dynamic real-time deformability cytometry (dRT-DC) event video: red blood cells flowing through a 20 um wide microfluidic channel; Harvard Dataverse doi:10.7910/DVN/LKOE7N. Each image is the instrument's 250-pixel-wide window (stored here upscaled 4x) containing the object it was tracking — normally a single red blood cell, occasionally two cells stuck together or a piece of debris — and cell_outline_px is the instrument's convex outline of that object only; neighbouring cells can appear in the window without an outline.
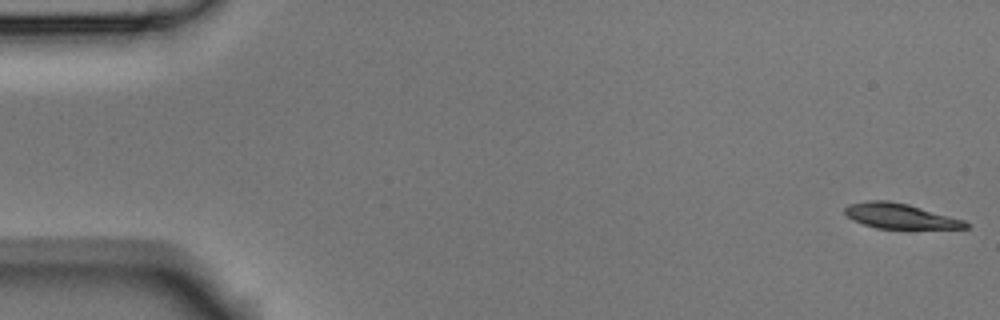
{"species": "Egyptian fruit bat (a non-hibernating species)", "species_latin": "Rousettus aegyptiacus", "temperature_condition": "room temperature", "stored_images_in_passage": 6, "segment_of_instrument_passage": [1, 2], "camera_frame_rate_fps": 3000, "um_per_image_px": 0.085, "animal": {"sex": "male"}, "frame": {"image": 1, "passage_image": 1, "time_ms": 0.0, "image_size_px": [1000, 320], "cell_outline_px": [[968, 228], [876, 228], [852, 220], [844, 212], [844, 208], [848, 204], [868, 200], [888, 200], [908, 204], [964, 220], [968, 224]], "centroid_in_image_um": [76.45, 18.35], "position_along_channel_um": 8.5, "area_um2": 17.46}}